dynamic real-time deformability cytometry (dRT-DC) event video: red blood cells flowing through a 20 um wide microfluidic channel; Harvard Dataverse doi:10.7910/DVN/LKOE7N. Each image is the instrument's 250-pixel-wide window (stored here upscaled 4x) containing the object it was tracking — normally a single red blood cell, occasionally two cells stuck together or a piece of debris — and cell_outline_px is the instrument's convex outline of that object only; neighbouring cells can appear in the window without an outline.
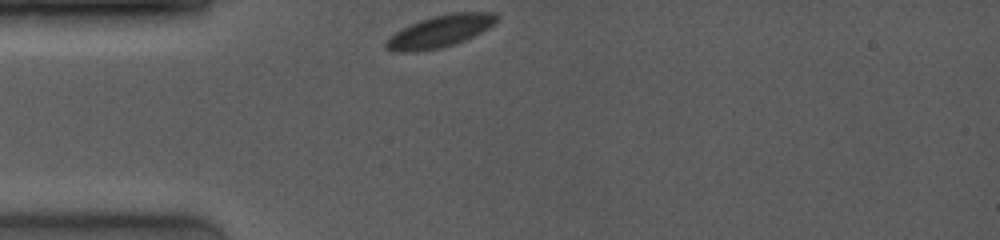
{"species": "common noctule bat (a hibernating species)", "species_latin": "Nyctalus noctula", "temperature_condition": "room temperature", "stored_images_in_passage": 21, "camera_frame_rate_fps": 4000, "um_per_image_px": 0.085, "animal": {"sex": "female", "body_mass_g": 19.0, "forearm_length_mm": 53.3}, "frame": {"image": 1, "passage_image": 1, "time_ms": 0.0, "image_size_px": [1000, 240], "cell_outline_px": [[500, 16], [488, 28], [464, 40], [440, 48], [416, 52], [392, 52], [384, 48], [384, 40], [388, 36], [420, 20], [432, 16], [452, 12], [496, 12]], "centroid_in_image_um": [37.35, 2.66], "position_along_channel_um": 47.7, "area_um2": 20.63}}
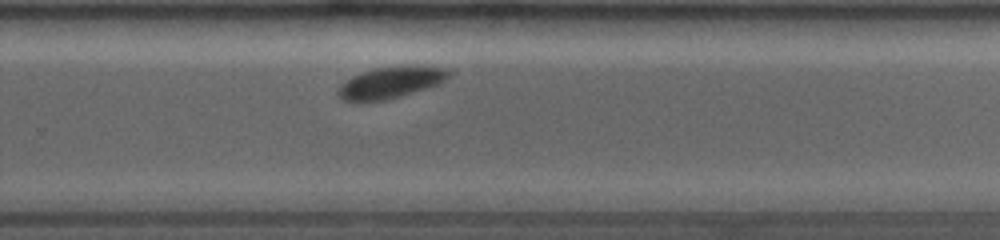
{"frame": {"image": 2, "passage_image": 15, "time_ms": 6.75, "image_size_px": [1000, 240], "cell_outline_px": [[452, 72], [440, 84], [428, 88], [388, 100], [368, 104], [352, 104], [340, 100], [336, 92], [336, 88], [340, 84], [352, 76], [376, 68], [400, 64], [424, 64], [444, 68]], "centroid_in_image_um": [33.14, 7.04], "position_along_channel_um": 296.7, "area_um2": 21.73}}
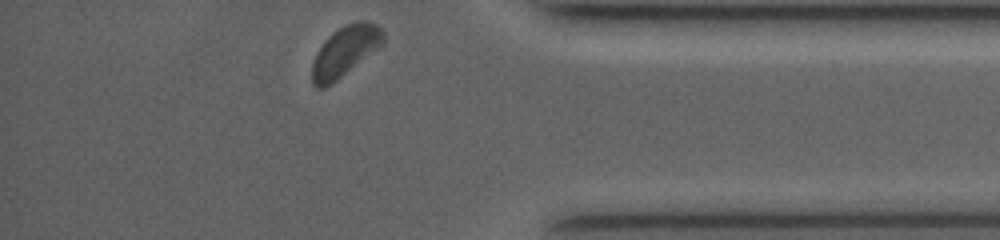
{"frame": {"image": 3, "passage_image": 21, "time_ms": 9.75, "image_size_px": [1000, 240], "cell_outline_px": [[384, 44], [336, 80], [324, 88], [316, 88], [312, 84], [312, 64], [316, 52], [324, 40], [332, 32], [344, 24], [356, 20], [364, 20], [376, 24], [384, 32]], "centroid_in_image_um": [29.32, 4.32], "position_along_channel_um": 405.9, "area_um2": 20.92}, "authors_computed_cell_mechanics": {"area_um2": 21.2126, "velocity_mm_per_s": 3.9124, "shape_relaxation_time_tau1_ms": 0.9615, "shape_relaxation_time_tau2_ms": null, "deformation_change_tau1": 0.0261, "deformation_change_tau2": null}}